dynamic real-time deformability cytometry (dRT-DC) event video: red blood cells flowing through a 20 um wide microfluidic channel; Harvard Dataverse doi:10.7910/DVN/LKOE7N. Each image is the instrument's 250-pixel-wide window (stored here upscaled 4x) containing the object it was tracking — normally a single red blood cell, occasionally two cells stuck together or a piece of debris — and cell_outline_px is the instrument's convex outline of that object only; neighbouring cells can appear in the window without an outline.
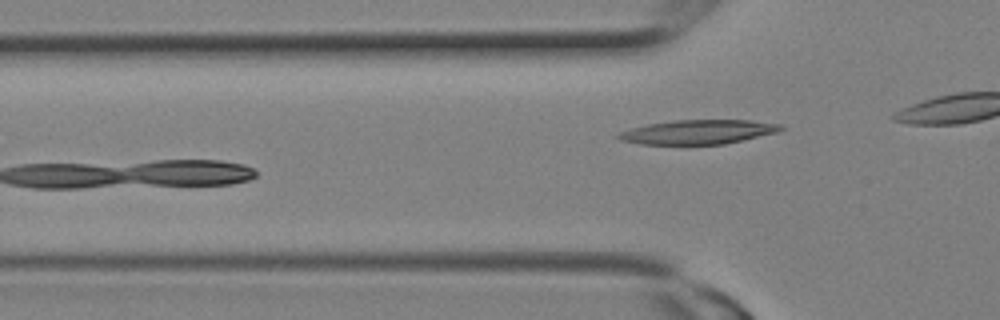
{"species": "Egyptian fruit bat (a non-hibernating species)", "species_latin": "Rousettus aegyptiacus", "temperature_condition": "room temperature", "stored_images_in_passage": 9, "camera_frame_rate_fps": 3000, "um_per_image_px": 0.085, "animal": {"sex": "female"}, "frame": {"image": 1, "passage_image": 9, "time_ms": 2.667, "image_size_px": [1000, 320], "cell_outline_px": [[784, 128], [780, 132], [724, 144], [640, 144], [620, 140], [616, 136], [620, 132], [632, 128], [648, 124], [676, 120], [748, 120], [784, 124]], "centroid_in_image_um": [59.4, 11.21], "position_along_channel_um": 66.4, "area_um2": 22.95}}